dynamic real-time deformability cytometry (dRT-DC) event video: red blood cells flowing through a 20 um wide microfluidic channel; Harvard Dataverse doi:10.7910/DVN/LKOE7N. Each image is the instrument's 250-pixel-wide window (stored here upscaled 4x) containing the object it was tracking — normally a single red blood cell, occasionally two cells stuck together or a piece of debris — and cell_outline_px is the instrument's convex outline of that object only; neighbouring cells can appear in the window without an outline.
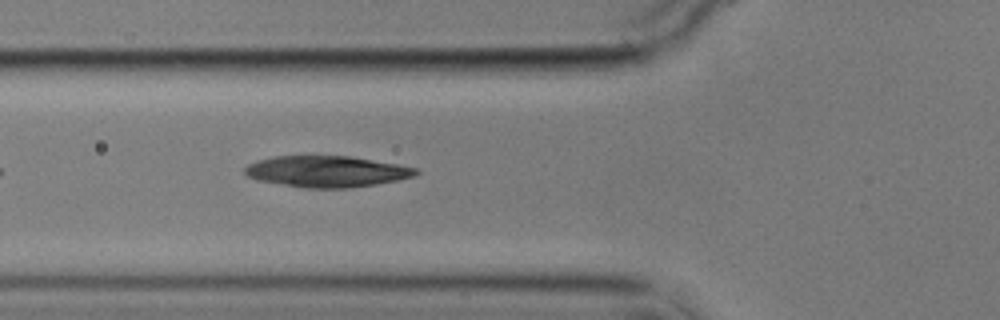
{"species": "common noctule bat (a hibernating species)", "species_latin": "Nyctalus noctula", "temperature_condition": "cold", "stored_images_in_passage": 6, "camera_frame_rate_fps": 3000, "um_per_image_px": 0.085, "animal": {"sex": "male", "body_mass_g": 17.9}, "frame": {"image": 1, "passage_image": 6, "time_ms": 6.333, "image_size_px": [1000, 320], "cell_outline_px": [[420, 172], [416, 176], [376, 184], [352, 188], [304, 188], [256, 180], [248, 176], [244, 172], [244, 168], [248, 164], [256, 160], [276, 156], [352, 156], [396, 164], [416, 168]], "centroid_in_image_um": [27.75, 14.58], "position_along_channel_um": 98.0, "area_um2": 31.21}}